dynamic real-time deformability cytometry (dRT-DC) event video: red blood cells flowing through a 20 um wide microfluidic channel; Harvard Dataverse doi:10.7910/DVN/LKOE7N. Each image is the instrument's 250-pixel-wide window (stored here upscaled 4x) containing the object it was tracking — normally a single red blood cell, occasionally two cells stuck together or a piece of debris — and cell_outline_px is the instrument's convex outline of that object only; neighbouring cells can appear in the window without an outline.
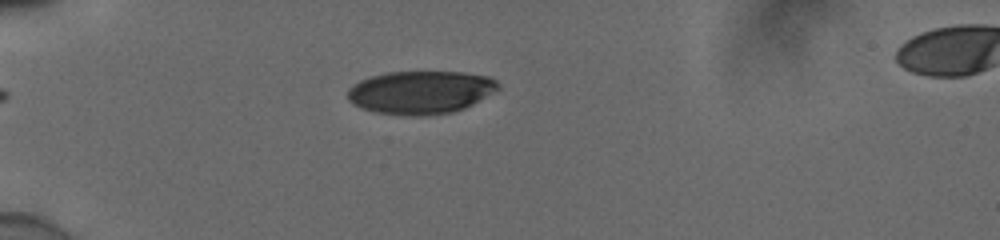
{"species": "human", "species_latin": "Homo sapiens", "temperature_condition": "cold", "stored_images_in_passage": 4, "camera_frame_rate_fps": 3000, "um_per_image_px": 0.085, "donor": {"sex": "male"}, "frame": {"image": 1, "passage_image": 2, "time_ms": 0.333, "image_size_px": [1000, 240], "cell_outline_px": [[500, 88], [472, 104], [464, 108], [452, 112], [420, 116], [412, 116], [376, 112], [352, 104], [348, 100], [348, 88], [352, 84], [360, 80], [372, 76], [388, 72], [464, 72], [488, 76], [496, 80], [500, 84]], "centroid_in_image_um": [35.75, 7.84], "position_along_channel_um": 49.3, "area_um2": 37.69}}
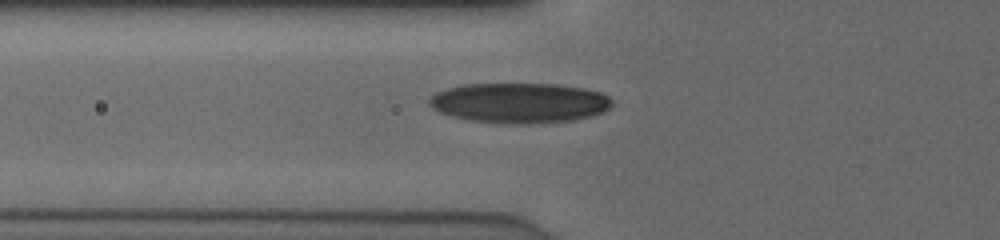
{"frame": {"image": 2, "passage_image": 4, "time_ms": 1.0, "image_size_px": [1000, 240], "cell_outline_px": [[612, 104], [604, 112], [592, 116], [576, 120], [540, 124], [504, 124], [468, 120], [452, 116], [440, 112], [432, 108], [428, 104], [428, 100], [436, 92], [448, 88], [468, 84], [556, 84], [584, 88], [600, 92], [608, 96], [612, 100]], "centroid_in_image_um": [44.18, 8.76], "position_along_channel_um": 81.6, "area_um2": 43.18}}